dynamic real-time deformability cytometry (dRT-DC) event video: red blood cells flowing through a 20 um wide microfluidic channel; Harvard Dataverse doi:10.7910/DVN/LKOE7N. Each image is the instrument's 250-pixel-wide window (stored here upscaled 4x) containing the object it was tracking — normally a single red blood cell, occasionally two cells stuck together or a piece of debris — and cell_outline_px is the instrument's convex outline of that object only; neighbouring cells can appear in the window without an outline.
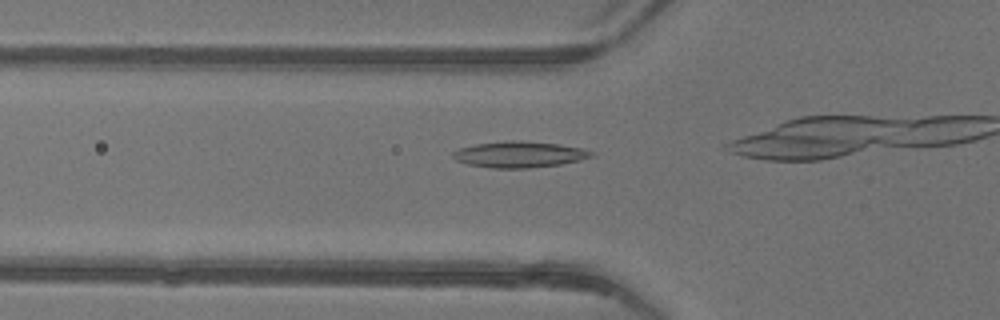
{"species": "common noctule bat (a hibernating species)", "species_latin": "Nyctalus noctula", "temperature_condition": "warm", "stored_images_in_passage": 15, "camera_frame_rate_fps": 3000, "um_per_image_px": 0.085, "animal": {"sex": "female"}, "frame": {"image": 1, "passage_image": 11, "time_ms": 3.333, "image_size_px": [1000, 320], "cell_outline_px": [[596, 152], [592, 156], [580, 160], [560, 164], [528, 168], [492, 168], [468, 164], [456, 160], [452, 156], [452, 152], [460, 148], [476, 144], [508, 140], [520, 140], [560, 144], [580, 148]], "centroid_in_image_um": [44.14, 13.12], "position_along_channel_um": 81.7, "area_um2": 21.04}}